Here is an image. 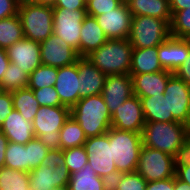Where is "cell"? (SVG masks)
<instances>
[{
    "label": "cell",
    "instance_id": "1",
    "mask_svg": "<svg viewBox=\"0 0 190 190\" xmlns=\"http://www.w3.org/2000/svg\"><path fill=\"white\" fill-rule=\"evenodd\" d=\"M70 115L87 138L106 134L111 128V114L101 94L81 98L70 109Z\"/></svg>",
    "mask_w": 190,
    "mask_h": 190
},
{
    "label": "cell",
    "instance_id": "2",
    "mask_svg": "<svg viewBox=\"0 0 190 190\" xmlns=\"http://www.w3.org/2000/svg\"><path fill=\"white\" fill-rule=\"evenodd\" d=\"M141 134L143 145L174 156L190 136V126L179 122H146Z\"/></svg>",
    "mask_w": 190,
    "mask_h": 190
},
{
    "label": "cell",
    "instance_id": "3",
    "mask_svg": "<svg viewBox=\"0 0 190 190\" xmlns=\"http://www.w3.org/2000/svg\"><path fill=\"white\" fill-rule=\"evenodd\" d=\"M132 50L128 39H108L86 57L105 75L129 74Z\"/></svg>",
    "mask_w": 190,
    "mask_h": 190
},
{
    "label": "cell",
    "instance_id": "4",
    "mask_svg": "<svg viewBox=\"0 0 190 190\" xmlns=\"http://www.w3.org/2000/svg\"><path fill=\"white\" fill-rule=\"evenodd\" d=\"M111 144L112 159L118 171L135 172L139 163L142 134L111 127L106 133Z\"/></svg>",
    "mask_w": 190,
    "mask_h": 190
},
{
    "label": "cell",
    "instance_id": "5",
    "mask_svg": "<svg viewBox=\"0 0 190 190\" xmlns=\"http://www.w3.org/2000/svg\"><path fill=\"white\" fill-rule=\"evenodd\" d=\"M70 116L66 106H40L32 121L35 137L49 150L60 149V130Z\"/></svg>",
    "mask_w": 190,
    "mask_h": 190
},
{
    "label": "cell",
    "instance_id": "6",
    "mask_svg": "<svg viewBox=\"0 0 190 190\" xmlns=\"http://www.w3.org/2000/svg\"><path fill=\"white\" fill-rule=\"evenodd\" d=\"M170 24L151 16H133L129 42L133 48L158 47L170 37Z\"/></svg>",
    "mask_w": 190,
    "mask_h": 190
},
{
    "label": "cell",
    "instance_id": "7",
    "mask_svg": "<svg viewBox=\"0 0 190 190\" xmlns=\"http://www.w3.org/2000/svg\"><path fill=\"white\" fill-rule=\"evenodd\" d=\"M24 38L43 42L53 34V7L34 3L19 6Z\"/></svg>",
    "mask_w": 190,
    "mask_h": 190
},
{
    "label": "cell",
    "instance_id": "8",
    "mask_svg": "<svg viewBox=\"0 0 190 190\" xmlns=\"http://www.w3.org/2000/svg\"><path fill=\"white\" fill-rule=\"evenodd\" d=\"M136 171L147 182L175 177L174 156L142 145Z\"/></svg>",
    "mask_w": 190,
    "mask_h": 190
},
{
    "label": "cell",
    "instance_id": "9",
    "mask_svg": "<svg viewBox=\"0 0 190 190\" xmlns=\"http://www.w3.org/2000/svg\"><path fill=\"white\" fill-rule=\"evenodd\" d=\"M86 9L53 8V34L74 48L80 57V34Z\"/></svg>",
    "mask_w": 190,
    "mask_h": 190
},
{
    "label": "cell",
    "instance_id": "10",
    "mask_svg": "<svg viewBox=\"0 0 190 190\" xmlns=\"http://www.w3.org/2000/svg\"><path fill=\"white\" fill-rule=\"evenodd\" d=\"M164 97H167L168 116H173V122L190 126V86L173 74L167 82Z\"/></svg>",
    "mask_w": 190,
    "mask_h": 190
},
{
    "label": "cell",
    "instance_id": "11",
    "mask_svg": "<svg viewBox=\"0 0 190 190\" xmlns=\"http://www.w3.org/2000/svg\"><path fill=\"white\" fill-rule=\"evenodd\" d=\"M83 146L88 155V163L99 177L117 170L107 134L88 137Z\"/></svg>",
    "mask_w": 190,
    "mask_h": 190
},
{
    "label": "cell",
    "instance_id": "12",
    "mask_svg": "<svg viewBox=\"0 0 190 190\" xmlns=\"http://www.w3.org/2000/svg\"><path fill=\"white\" fill-rule=\"evenodd\" d=\"M40 55L42 65L56 68L72 65L79 58L74 48L54 34L40 43Z\"/></svg>",
    "mask_w": 190,
    "mask_h": 190
},
{
    "label": "cell",
    "instance_id": "13",
    "mask_svg": "<svg viewBox=\"0 0 190 190\" xmlns=\"http://www.w3.org/2000/svg\"><path fill=\"white\" fill-rule=\"evenodd\" d=\"M132 17L128 4L123 1L117 8L95 18L108 39H128Z\"/></svg>",
    "mask_w": 190,
    "mask_h": 190
},
{
    "label": "cell",
    "instance_id": "14",
    "mask_svg": "<svg viewBox=\"0 0 190 190\" xmlns=\"http://www.w3.org/2000/svg\"><path fill=\"white\" fill-rule=\"evenodd\" d=\"M145 123L141 99L136 95L128 98L111 115V127L119 130L142 133Z\"/></svg>",
    "mask_w": 190,
    "mask_h": 190
},
{
    "label": "cell",
    "instance_id": "15",
    "mask_svg": "<svg viewBox=\"0 0 190 190\" xmlns=\"http://www.w3.org/2000/svg\"><path fill=\"white\" fill-rule=\"evenodd\" d=\"M101 95L112 115L120 105L134 95L130 74L107 75Z\"/></svg>",
    "mask_w": 190,
    "mask_h": 190
},
{
    "label": "cell",
    "instance_id": "16",
    "mask_svg": "<svg viewBox=\"0 0 190 190\" xmlns=\"http://www.w3.org/2000/svg\"><path fill=\"white\" fill-rule=\"evenodd\" d=\"M10 62L27 74L41 65L40 43L23 38L6 49Z\"/></svg>",
    "mask_w": 190,
    "mask_h": 190
},
{
    "label": "cell",
    "instance_id": "17",
    "mask_svg": "<svg viewBox=\"0 0 190 190\" xmlns=\"http://www.w3.org/2000/svg\"><path fill=\"white\" fill-rule=\"evenodd\" d=\"M70 176L65 163L56 167L40 165L29 172L30 190H52L68 186Z\"/></svg>",
    "mask_w": 190,
    "mask_h": 190
},
{
    "label": "cell",
    "instance_id": "18",
    "mask_svg": "<svg viewBox=\"0 0 190 190\" xmlns=\"http://www.w3.org/2000/svg\"><path fill=\"white\" fill-rule=\"evenodd\" d=\"M54 88L63 106L71 109L79 101L78 59L72 65L58 68Z\"/></svg>",
    "mask_w": 190,
    "mask_h": 190
},
{
    "label": "cell",
    "instance_id": "19",
    "mask_svg": "<svg viewBox=\"0 0 190 190\" xmlns=\"http://www.w3.org/2000/svg\"><path fill=\"white\" fill-rule=\"evenodd\" d=\"M190 53V39L170 36L158 46V58L164 70L174 73Z\"/></svg>",
    "mask_w": 190,
    "mask_h": 190
},
{
    "label": "cell",
    "instance_id": "20",
    "mask_svg": "<svg viewBox=\"0 0 190 190\" xmlns=\"http://www.w3.org/2000/svg\"><path fill=\"white\" fill-rule=\"evenodd\" d=\"M79 100L101 94L107 75L102 73L87 57L78 58Z\"/></svg>",
    "mask_w": 190,
    "mask_h": 190
},
{
    "label": "cell",
    "instance_id": "21",
    "mask_svg": "<svg viewBox=\"0 0 190 190\" xmlns=\"http://www.w3.org/2000/svg\"><path fill=\"white\" fill-rule=\"evenodd\" d=\"M172 72L163 70L155 73L130 75L133 82L134 95L140 99L155 95H164L165 88Z\"/></svg>",
    "mask_w": 190,
    "mask_h": 190
},
{
    "label": "cell",
    "instance_id": "22",
    "mask_svg": "<svg viewBox=\"0 0 190 190\" xmlns=\"http://www.w3.org/2000/svg\"><path fill=\"white\" fill-rule=\"evenodd\" d=\"M0 130L10 142L19 144L25 145L35 137L32 122L27 121L15 109L6 117Z\"/></svg>",
    "mask_w": 190,
    "mask_h": 190
},
{
    "label": "cell",
    "instance_id": "23",
    "mask_svg": "<svg viewBox=\"0 0 190 190\" xmlns=\"http://www.w3.org/2000/svg\"><path fill=\"white\" fill-rule=\"evenodd\" d=\"M80 36V57H86L108 40L96 18L90 15L83 20Z\"/></svg>",
    "mask_w": 190,
    "mask_h": 190
},
{
    "label": "cell",
    "instance_id": "24",
    "mask_svg": "<svg viewBox=\"0 0 190 190\" xmlns=\"http://www.w3.org/2000/svg\"><path fill=\"white\" fill-rule=\"evenodd\" d=\"M158 58V47L133 48L130 75L163 71Z\"/></svg>",
    "mask_w": 190,
    "mask_h": 190
},
{
    "label": "cell",
    "instance_id": "25",
    "mask_svg": "<svg viewBox=\"0 0 190 190\" xmlns=\"http://www.w3.org/2000/svg\"><path fill=\"white\" fill-rule=\"evenodd\" d=\"M132 16H151L167 21L171 24L172 14L169 0H128Z\"/></svg>",
    "mask_w": 190,
    "mask_h": 190
},
{
    "label": "cell",
    "instance_id": "26",
    "mask_svg": "<svg viewBox=\"0 0 190 190\" xmlns=\"http://www.w3.org/2000/svg\"><path fill=\"white\" fill-rule=\"evenodd\" d=\"M145 122H173V116H168L167 97L155 95L141 98Z\"/></svg>",
    "mask_w": 190,
    "mask_h": 190
},
{
    "label": "cell",
    "instance_id": "27",
    "mask_svg": "<svg viewBox=\"0 0 190 190\" xmlns=\"http://www.w3.org/2000/svg\"><path fill=\"white\" fill-rule=\"evenodd\" d=\"M68 190H104L102 178L87 163L80 171L71 174Z\"/></svg>",
    "mask_w": 190,
    "mask_h": 190
},
{
    "label": "cell",
    "instance_id": "28",
    "mask_svg": "<svg viewBox=\"0 0 190 190\" xmlns=\"http://www.w3.org/2000/svg\"><path fill=\"white\" fill-rule=\"evenodd\" d=\"M11 94L14 109L27 121L32 122L40 108L33 91L29 88H24L12 91Z\"/></svg>",
    "mask_w": 190,
    "mask_h": 190
},
{
    "label": "cell",
    "instance_id": "29",
    "mask_svg": "<svg viewBox=\"0 0 190 190\" xmlns=\"http://www.w3.org/2000/svg\"><path fill=\"white\" fill-rule=\"evenodd\" d=\"M24 38L18 14L0 20V48L7 49Z\"/></svg>",
    "mask_w": 190,
    "mask_h": 190
},
{
    "label": "cell",
    "instance_id": "30",
    "mask_svg": "<svg viewBox=\"0 0 190 190\" xmlns=\"http://www.w3.org/2000/svg\"><path fill=\"white\" fill-rule=\"evenodd\" d=\"M60 132V149L83 146L87 137L80 124L70 115Z\"/></svg>",
    "mask_w": 190,
    "mask_h": 190
},
{
    "label": "cell",
    "instance_id": "31",
    "mask_svg": "<svg viewBox=\"0 0 190 190\" xmlns=\"http://www.w3.org/2000/svg\"><path fill=\"white\" fill-rule=\"evenodd\" d=\"M0 190H30L29 173L1 167Z\"/></svg>",
    "mask_w": 190,
    "mask_h": 190
},
{
    "label": "cell",
    "instance_id": "32",
    "mask_svg": "<svg viewBox=\"0 0 190 190\" xmlns=\"http://www.w3.org/2000/svg\"><path fill=\"white\" fill-rule=\"evenodd\" d=\"M4 166L29 173L28 149L24 144L9 141L5 151Z\"/></svg>",
    "mask_w": 190,
    "mask_h": 190
},
{
    "label": "cell",
    "instance_id": "33",
    "mask_svg": "<svg viewBox=\"0 0 190 190\" xmlns=\"http://www.w3.org/2000/svg\"><path fill=\"white\" fill-rule=\"evenodd\" d=\"M29 74L10 62L0 82L3 91L12 92L18 89L28 88Z\"/></svg>",
    "mask_w": 190,
    "mask_h": 190
},
{
    "label": "cell",
    "instance_id": "34",
    "mask_svg": "<svg viewBox=\"0 0 190 190\" xmlns=\"http://www.w3.org/2000/svg\"><path fill=\"white\" fill-rule=\"evenodd\" d=\"M58 76V68L40 65L29 76L28 88L31 90L54 86Z\"/></svg>",
    "mask_w": 190,
    "mask_h": 190
},
{
    "label": "cell",
    "instance_id": "35",
    "mask_svg": "<svg viewBox=\"0 0 190 190\" xmlns=\"http://www.w3.org/2000/svg\"><path fill=\"white\" fill-rule=\"evenodd\" d=\"M170 35L175 38L190 39V7L171 11Z\"/></svg>",
    "mask_w": 190,
    "mask_h": 190
},
{
    "label": "cell",
    "instance_id": "36",
    "mask_svg": "<svg viewBox=\"0 0 190 190\" xmlns=\"http://www.w3.org/2000/svg\"><path fill=\"white\" fill-rule=\"evenodd\" d=\"M63 154L64 163L70 174L80 171L88 163V155L84 146L65 149L63 150Z\"/></svg>",
    "mask_w": 190,
    "mask_h": 190
},
{
    "label": "cell",
    "instance_id": "37",
    "mask_svg": "<svg viewBox=\"0 0 190 190\" xmlns=\"http://www.w3.org/2000/svg\"><path fill=\"white\" fill-rule=\"evenodd\" d=\"M28 149L29 172L41 165L49 149L37 138L34 137L25 144Z\"/></svg>",
    "mask_w": 190,
    "mask_h": 190
},
{
    "label": "cell",
    "instance_id": "38",
    "mask_svg": "<svg viewBox=\"0 0 190 190\" xmlns=\"http://www.w3.org/2000/svg\"><path fill=\"white\" fill-rule=\"evenodd\" d=\"M123 0H86L87 15L96 17L117 8Z\"/></svg>",
    "mask_w": 190,
    "mask_h": 190
},
{
    "label": "cell",
    "instance_id": "39",
    "mask_svg": "<svg viewBox=\"0 0 190 190\" xmlns=\"http://www.w3.org/2000/svg\"><path fill=\"white\" fill-rule=\"evenodd\" d=\"M35 99L38 101L39 106H63L61 104L59 95L55 90L54 86L44 87L42 89L32 90Z\"/></svg>",
    "mask_w": 190,
    "mask_h": 190
},
{
    "label": "cell",
    "instance_id": "40",
    "mask_svg": "<svg viewBox=\"0 0 190 190\" xmlns=\"http://www.w3.org/2000/svg\"><path fill=\"white\" fill-rule=\"evenodd\" d=\"M147 184L137 171L125 173L117 190H146Z\"/></svg>",
    "mask_w": 190,
    "mask_h": 190
},
{
    "label": "cell",
    "instance_id": "41",
    "mask_svg": "<svg viewBox=\"0 0 190 190\" xmlns=\"http://www.w3.org/2000/svg\"><path fill=\"white\" fill-rule=\"evenodd\" d=\"M175 166L190 165V136L184 141L182 146L176 151L174 155Z\"/></svg>",
    "mask_w": 190,
    "mask_h": 190
},
{
    "label": "cell",
    "instance_id": "42",
    "mask_svg": "<svg viewBox=\"0 0 190 190\" xmlns=\"http://www.w3.org/2000/svg\"><path fill=\"white\" fill-rule=\"evenodd\" d=\"M13 109L14 107L11 92L3 91L0 94V127L6 117L12 113Z\"/></svg>",
    "mask_w": 190,
    "mask_h": 190
},
{
    "label": "cell",
    "instance_id": "43",
    "mask_svg": "<svg viewBox=\"0 0 190 190\" xmlns=\"http://www.w3.org/2000/svg\"><path fill=\"white\" fill-rule=\"evenodd\" d=\"M64 164V154L62 149L49 150L41 165L46 167H56Z\"/></svg>",
    "mask_w": 190,
    "mask_h": 190
},
{
    "label": "cell",
    "instance_id": "44",
    "mask_svg": "<svg viewBox=\"0 0 190 190\" xmlns=\"http://www.w3.org/2000/svg\"><path fill=\"white\" fill-rule=\"evenodd\" d=\"M124 174V172L116 170L101 177L104 185V190H117Z\"/></svg>",
    "mask_w": 190,
    "mask_h": 190
},
{
    "label": "cell",
    "instance_id": "45",
    "mask_svg": "<svg viewBox=\"0 0 190 190\" xmlns=\"http://www.w3.org/2000/svg\"><path fill=\"white\" fill-rule=\"evenodd\" d=\"M19 5L15 0H0V20L18 14Z\"/></svg>",
    "mask_w": 190,
    "mask_h": 190
},
{
    "label": "cell",
    "instance_id": "46",
    "mask_svg": "<svg viewBox=\"0 0 190 190\" xmlns=\"http://www.w3.org/2000/svg\"><path fill=\"white\" fill-rule=\"evenodd\" d=\"M53 8H67L69 10L86 9V0H57Z\"/></svg>",
    "mask_w": 190,
    "mask_h": 190
},
{
    "label": "cell",
    "instance_id": "47",
    "mask_svg": "<svg viewBox=\"0 0 190 190\" xmlns=\"http://www.w3.org/2000/svg\"><path fill=\"white\" fill-rule=\"evenodd\" d=\"M146 190H174V177L148 182Z\"/></svg>",
    "mask_w": 190,
    "mask_h": 190
},
{
    "label": "cell",
    "instance_id": "48",
    "mask_svg": "<svg viewBox=\"0 0 190 190\" xmlns=\"http://www.w3.org/2000/svg\"><path fill=\"white\" fill-rule=\"evenodd\" d=\"M173 74L190 86V53L185 62Z\"/></svg>",
    "mask_w": 190,
    "mask_h": 190
},
{
    "label": "cell",
    "instance_id": "49",
    "mask_svg": "<svg viewBox=\"0 0 190 190\" xmlns=\"http://www.w3.org/2000/svg\"><path fill=\"white\" fill-rule=\"evenodd\" d=\"M175 176L190 185V165L188 166H175Z\"/></svg>",
    "mask_w": 190,
    "mask_h": 190
},
{
    "label": "cell",
    "instance_id": "50",
    "mask_svg": "<svg viewBox=\"0 0 190 190\" xmlns=\"http://www.w3.org/2000/svg\"><path fill=\"white\" fill-rule=\"evenodd\" d=\"M10 64V60L7 56L6 49L0 48V82L5 74L8 66Z\"/></svg>",
    "mask_w": 190,
    "mask_h": 190
},
{
    "label": "cell",
    "instance_id": "51",
    "mask_svg": "<svg viewBox=\"0 0 190 190\" xmlns=\"http://www.w3.org/2000/svg\"><path fill=\"white\" fill-rule=\"evenodd\" d=\"M170 11L185 10L190 7V0H169Z\"/></svg>",
    "mask_w": 190,
    "mask_h": 190
},
{
    "label": "cell",
    "instance_id": "52",
    "mask_svg": "<svg viewBox=\"0 0 190 190\" xmlns=\"http://www.w3.org/2000/svg\"><path fill=\"white\" fill-rule=\"evenodd\" d=\"M9 140L0 130V168L4 166L5 163V151L7 149V145Z\"/></svg>",
    "mask_w": 190,
    "mask_h": 190
},
{
    "label": "cell",
    "instance_id": "53",
    "mask_svg": "<svg viewBox=\"0 0 190 190\" xmlns=\"http://www.w3.org/2000/svg\"><path fill=\"white\" fill-rule=\"evenodd\" d=\"M174 190H190V185L174 177Z\"/></svg>",
    "mask_w": 190,
    "mask_h": 190
},
{
    "label": "cell",
    "instance_id": "54",
    "mask_svg": "<svg viewBox=\"0 0 190 190\" xmlns=\"http://www.w3.org/2000/svg\"><path fill=\"white\" fill-rule=\"evenodd\" d=\"M57 0H34V4L54 7Z\"/></svg>",
    "mask_w": 190,
    "mask_h": 190
},
{
    "label": "cell",
    "instance_id": "55",
    "mask_svg": "<svg viewBox=\"0 0 190 190\" xmlns=\"http://www.w3.org/2000/svg\"><path fill=\"white\" fill-rule=\"evenodd\" d=\"M19 6L23 5V4H30V3H34V0H15Z\"/></svg>",
    "mask_w": 190,
    "mask_h": 190
},
{
    "label": "cell",
    "instance_id": "56",
    "mask_svg": "<svg viewBox=\"0 0 190 190\" xmlns=\"http://www.w3.org/2000/svg\"><path fill=\"white\" fill-rule=\"evenodd\" d=\"M52 190H68V187H67V186H64V187H56V188H53Z\"/></svg>",
    "mask_w": 190,
    "mask_h": 190
},
{
    "label": "cell",
    "instance_id": "57",
    "mask_svg": "<svg viewBox=\"0 0 190 190\" xmlns=\"http://www.w3.org/2000/svg\"><path fill=\"white\" fill-rule=\"evenodd\" d=\"M3 92V90H2V87H1V85H0V94Z\"/></svg>",
    "mask_w": 190,
    "mask_h": 190
}]
</instances>
